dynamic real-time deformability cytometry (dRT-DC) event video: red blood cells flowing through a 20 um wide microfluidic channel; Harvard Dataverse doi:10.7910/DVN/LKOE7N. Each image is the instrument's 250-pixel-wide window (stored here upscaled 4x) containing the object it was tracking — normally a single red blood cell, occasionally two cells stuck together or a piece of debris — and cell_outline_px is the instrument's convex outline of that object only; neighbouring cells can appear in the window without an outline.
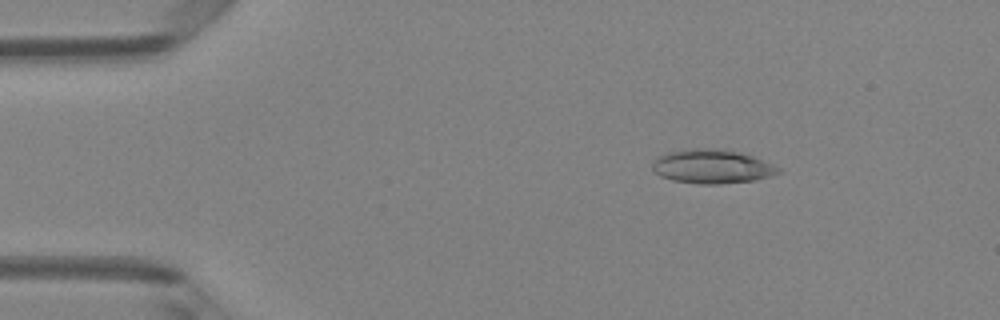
{"species": "Egyptian fruit bat (a non-hibernating species)", "species_latin": "Rousettus aegyptiacus", "temperature_condition": "room temperature", "stored_images_in_passage": 3, "camera_frame_rate_fps": 3000, "um_per_image_px": 0.085, "animal": {"sex": "female"}, "frame": {"image": 1, "passage_image": 1, "time_ms": 0.0, "image_size_px": [1000, 320], "cell_outline_px": [[784, 172], [752, 180], [720, 184], [700, 184], [672, 180], [660, 176], [652, 168], [652, 160], [668, 152], [688, 148], [716, 148], [740, 152], [752, 156], [772, 164], [780, 168]], "centroid_in_image_um": [60.5, 14.14], "position_along_channel_um": 24.5, "area_um2": 24.91}}